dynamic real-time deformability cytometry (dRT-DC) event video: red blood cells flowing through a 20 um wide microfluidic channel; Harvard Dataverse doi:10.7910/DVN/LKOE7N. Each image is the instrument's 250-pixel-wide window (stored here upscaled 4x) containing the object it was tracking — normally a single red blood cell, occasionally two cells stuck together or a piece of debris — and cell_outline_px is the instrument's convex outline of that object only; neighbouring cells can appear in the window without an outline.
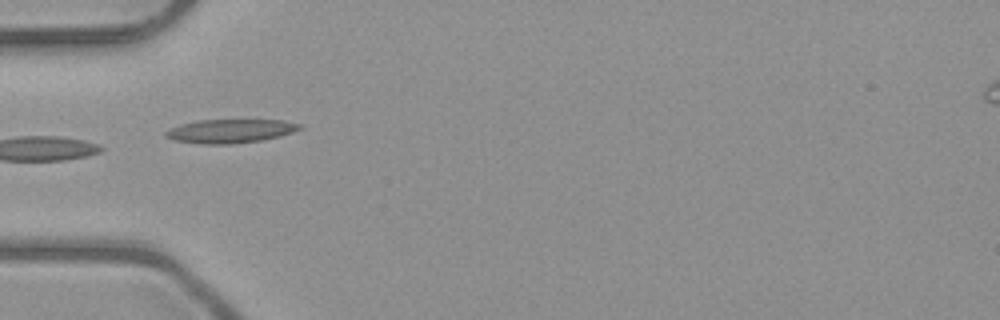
{"species": "common noctule bat (a hibernating species)", "species_latin": "Nyctalus noctula", "temperature_condition": "room temperature", "stored_images_in_passage": 17, "camera_frame_rate_fps": 3000, "um_per_image_px": 0.085, "animal": {"sex": "male", "body_mass_g": 23.1, "forearm_length_mm": 52.7}, "frame": {"image": 1, "passage_image": 1, "time_ms": 0.0, "image_size_px": [1000, 320], "cell_outline_px": [[304, 128], [280, 136], [264, 140], [232, 144], [200, 144], [176, 140], [164, 136], [164, 132], [180, 124], [200, 120], [280, 120], [304, 124]], "centroid_in_image_um": [19.63, 11.14], "position_along_channel_um": 65.4, "area_um2": 18.61}}